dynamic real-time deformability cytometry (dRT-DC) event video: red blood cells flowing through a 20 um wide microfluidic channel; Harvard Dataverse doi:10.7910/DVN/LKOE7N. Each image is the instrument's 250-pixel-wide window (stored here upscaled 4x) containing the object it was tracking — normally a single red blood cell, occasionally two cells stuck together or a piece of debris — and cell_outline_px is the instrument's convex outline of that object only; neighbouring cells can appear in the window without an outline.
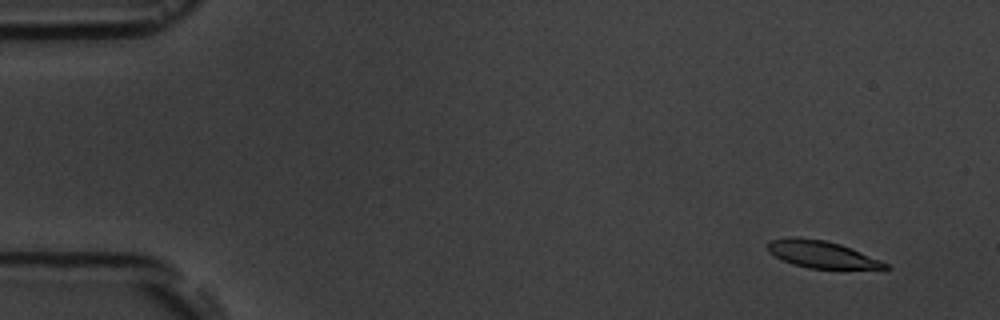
{"species": "common noctule bat (a hibernating species)", "species_latin": "Nyctalus noctula", "temperature_condition": "room temperature", "stored_images_in_passage": 9, "camera_frame_rate_fps": 3000, "um_per_image_px": 0.085, "animal": {"sex": "male", "body_mass_g": 19.5, "forearm_length_mm": 54.6}, "frame": {"image": 1, "passage_image": 2, "time_ms": 1.0, "image_size_px": [1000, 320], "cell_outline_px": [[892, 268], [884, 272], [808, 268], [792, 264], [768, 252], [768, 244], [772, 240], [788, 236], [796, 236], [824, 240], [840, 244], [880, 260], [888, 264]], "centroid_in_image_um": [70.01, 21.68], "position_along_channel_um": 15.0, "area_um2": 19.42}}
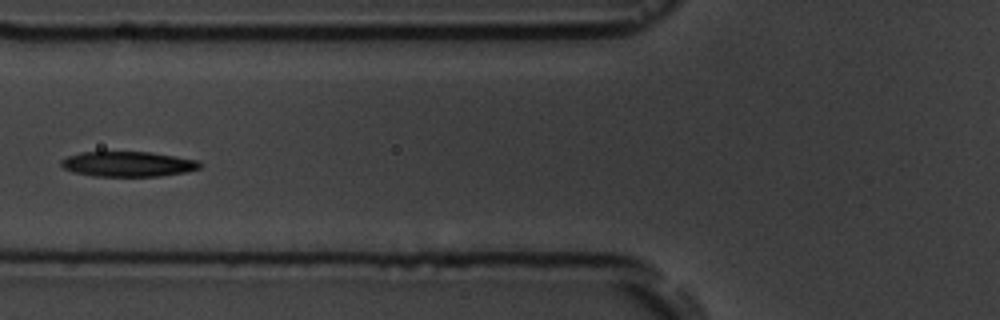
{"frame": {"image": 2, "passage_image": 7, "time_ms": 7.0, "image_size_px": [1000, 320], "cell_outline_px": [[200, 168], [184, 172], [160, 176], [92, 176], [72, 172], [64, 168], [60, 164], [60, 160], [68, 156], [80, 152], [148, 152], [196, 160], [200, 164]], "centroid_in_image_um": [10.8, 13.95], "position_along_channel_um": 115.0, "area_um2": 20.11}}
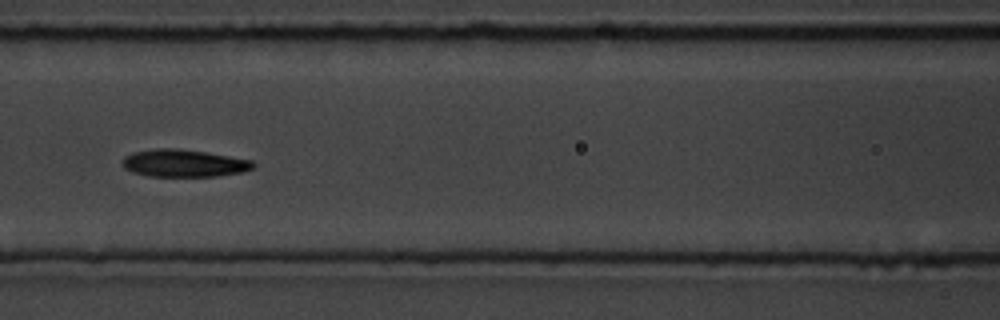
{"frame": {"image": 3, "passage_image": 8, "time_ms": 8.0, "image_size_px": [1000, 320], "cell_outline_px": [[256, 164], [252, 168], [240, 172], [216, 176], [148, 176], [132, 172], [124, 168], [120, 164], [124, 156], [132, 152], [156, 148], [176, 148], [204, 152], [252, 160]], "centroid_in_image_um": [15.56, 13.87], "position_along_channel_um": 151.0, "area_um2": 20.87}}